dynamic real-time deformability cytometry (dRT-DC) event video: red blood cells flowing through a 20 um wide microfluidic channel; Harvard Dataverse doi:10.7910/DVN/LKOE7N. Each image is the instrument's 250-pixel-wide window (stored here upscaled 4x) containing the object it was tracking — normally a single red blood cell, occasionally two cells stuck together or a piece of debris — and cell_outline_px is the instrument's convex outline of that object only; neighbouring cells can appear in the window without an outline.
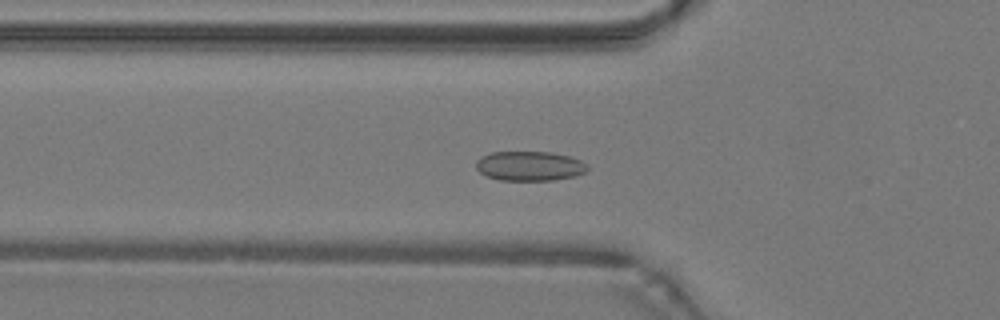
{"species": "common noctule bat (a hibernating species)", "species_latin": "Nyctalus noctula", "temperature_condition": "warm", "stored_images_in_passage": 37, "camera_frame_rate_fps": 3000, "um_per_image_px": 0.085, "animal": {"sex": "male", "body_mass_g": 19.2, "forearm_length_mm": 51.8}, "frame": {"image": 1, "passage_image": 5, "time_ms": 1.333, "image_size_px": [1000, 320], "cell_outline_px": [[588, 168], [584, 172], [576, 176], [552, 180], [500, 180], [488, 176], [480, 172], [476, 168], [476, 160], [480, 156], [492, 152], [552, 152], [572, 156], [588, 164]], "centroid_in_image_um": [45.03, 14.1], "position_along_channel_um": 80.8, "area_um2": 19.31}}
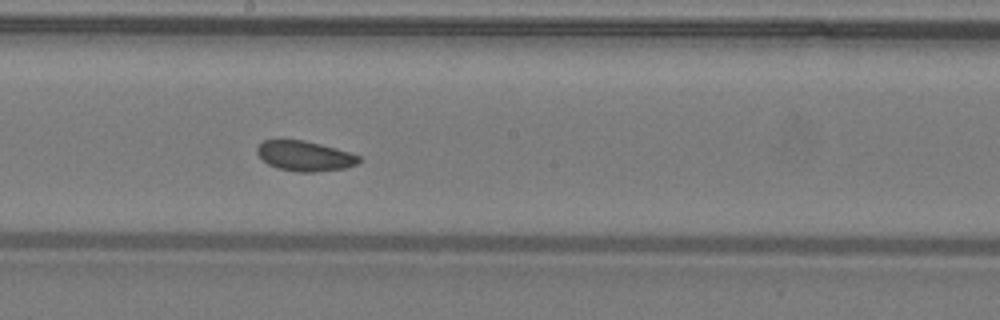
{"frame": {"image": 2, "passage_image": 15, "time_ms": 4.667, "image_size_px": [1000, 320], "cell_outline_px": [[360, 160], [356, 164], [344, 168], [316, 172], [296, 172], [276, 168], [268, 164], [256, 152], [256, 148], [264, 140], [304, 140], [336, 148], [360, 156]], "centroid_in_image_um": [25.89, 13.26], "position_along_channel_um": 222.3, "area_um2": 17.74}}
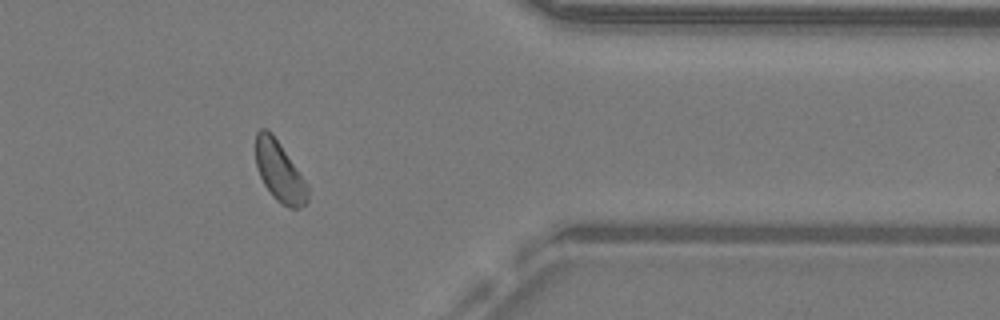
{"frame": {"image": 3, "passage_image": 28, "time_ms": 9.0, "image_size_px": [1000, 320], "cell_outline_px": [[308, 200], [300, 208], [288, 208], [276, 200], [272, 196], [264, 184], [260, 176], [256, 164], [256, 132], [260, 128], [268, 128], [272, 132], [308, 184]], "centroid_in_image_um": [23.76, 14.57], "position_along_channel_um": 387.6, "area_um2": 18.32}}